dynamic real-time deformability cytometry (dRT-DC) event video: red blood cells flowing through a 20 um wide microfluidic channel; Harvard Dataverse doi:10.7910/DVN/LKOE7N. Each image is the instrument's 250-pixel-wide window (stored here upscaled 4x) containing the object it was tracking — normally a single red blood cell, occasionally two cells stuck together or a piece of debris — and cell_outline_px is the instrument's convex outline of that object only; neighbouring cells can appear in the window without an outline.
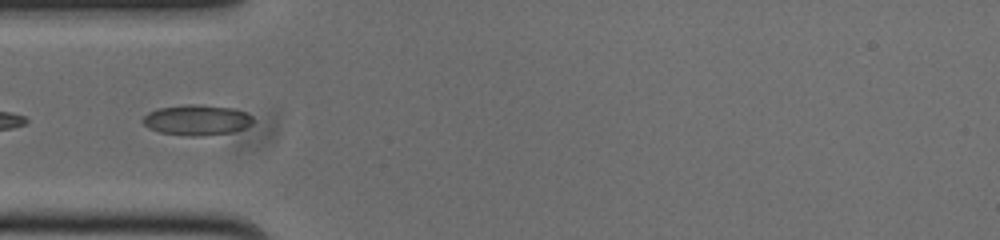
{"species": "common noctule bat (a hibernating species)", "species_latin": "Nyctalus noctula", "temperature_condition": "cold", "stored_images_in_passage": 16, "camera_frame_rate_fps": 3000, "um_per_image_px": 0.085, "animal": {"sex": "male", "body_mass_g": 20.0, "forearm_length_mm": 53.3}, "frame": {"image": 1, "passage_image": 13, "time_ms": 4.0, "image_size_px": [1000, 240], "cell_outline_px": [[252, 124], [244, 128], [232, 132], [200, 136], [188, 136], [160, 132], [148, 128], [140, 120], [148, 112], [156, 108], [184, 104], [200, 104], [232, 108], [244, 112], [252, 116]], "centroid_in_image_um": [16.68, 10.19], "position_along_channel_um": 68.3, "area_um2": 19.71}}